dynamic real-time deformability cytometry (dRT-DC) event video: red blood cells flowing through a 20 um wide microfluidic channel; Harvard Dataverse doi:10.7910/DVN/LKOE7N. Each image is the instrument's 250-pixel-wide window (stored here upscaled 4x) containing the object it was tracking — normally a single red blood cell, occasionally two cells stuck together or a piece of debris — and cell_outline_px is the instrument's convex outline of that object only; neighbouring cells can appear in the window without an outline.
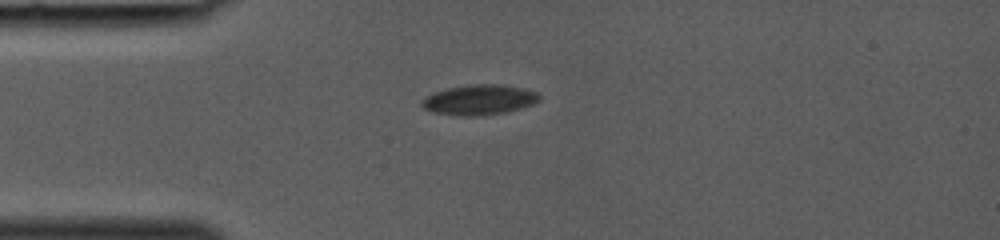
{"species": "common noctule bat (a hibernating species)", "species_latin": "Nyctalus noctula", "temperature_condition": "room temperature", "stored_images_in_passage": 29, "camera_frame_rate_fps": 3000, "um_per_image_px": 0.085, "animal": {"sex": "female", "body_mass_g": 19.0, "forearm_length_mm": 53.3}, "frame": {"image": 1, "passage_image": 1, "time_ms": 0.0, "image_size_px": [1000, 240], "cell_outline_px": [[540, 100], [532, 104], [520, 108], [504, 112], [476, 116], [460, 116], [432, 112], [424, 108], [420, 104], [420, 100], [424, 96], [448, 88], [472, 84], [500, 84], [524, 88], [536, 92], [540, 96]], "centroid_in_image_um": [40.7, 8.48], "position_along_channel_um": 44.3, "area_um2": 20.63}}
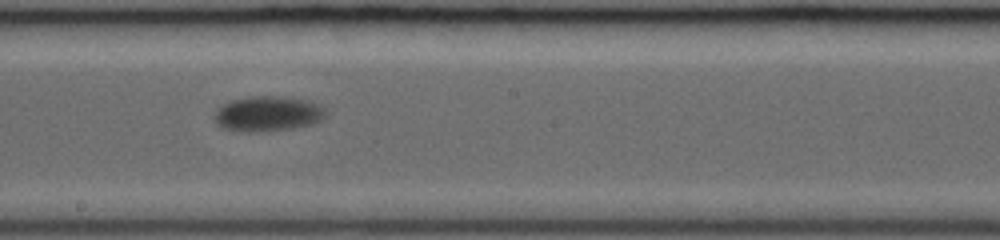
{"frame": {"image": 2, "passage_image": 13, "time_ms": 4.0, "image_size_px": [1000, 240], "cell_outline_px": [[328, 112], [320, 120], [312, 124], [292, 128], [260, 132], [240, 132], [224, 128], [216, 124], [212, 116], [216, 108], [232, 100], [248, 96], [276, 96], [304, 100], [316, 104], [324, 108]], "centroid_in_image_um": [22.69, 9.68], "position_along_channel_um": 225.5, "area_um2": 22.89}}
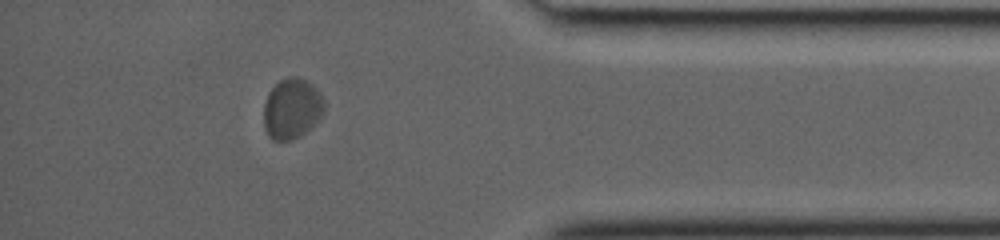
{"frame": {"image": 3, "passage_image": 25, "time_ms": 8.0, "image_size_px": [1000, 240], "cell_outline_px": [[324, 112], [300, 136], [292, 140], [272, 140], [268, 136], [264, 128], [264, 104], [268, 92], [280, 80], [288, 76], [296, 76], [312, 84], [320, 92], [324, 100]], "centroid_in_image_um": [24.79, 9.22], "position_along_channel_um": 410.4, "area_um2": 21.21}}